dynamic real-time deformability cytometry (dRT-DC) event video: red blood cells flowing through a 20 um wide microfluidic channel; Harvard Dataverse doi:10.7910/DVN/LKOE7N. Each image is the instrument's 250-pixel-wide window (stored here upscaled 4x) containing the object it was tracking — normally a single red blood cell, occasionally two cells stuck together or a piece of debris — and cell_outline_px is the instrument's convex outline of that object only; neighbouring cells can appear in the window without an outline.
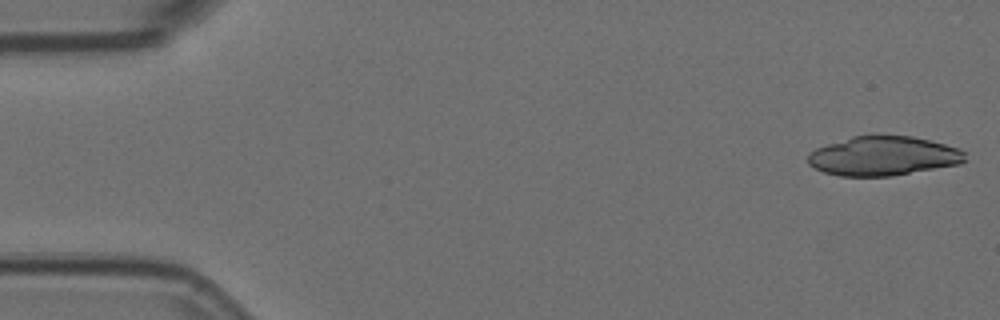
{"species": "Egyptian fruit bat (a non-hibernating species)", "species_latin": "Rousettus aegyptiacus", "temperature_condition": "room temperature", "stored_images_in_passage": 41, "camera_frame_rate_fps": 3000, "um_per_image_px": 0.085, "animal": {"sex": "female"}, "frame": {"image": 1, "passage_image": 1, "time_ms": 0.0, "image_size_px": [1000, 320], "cell_outline_px": [[968, 160], [960, 164], [892, 176], [840, 176], [824, 172], [808, 164], [808, 152], [816, 148], [852, 136], [912, 136], [960, 148], [964, 152]], "centroid_in_image_um": [75.1, 13.27], "position_along_channel_um": 9.9, "area_um2": 35.89}}